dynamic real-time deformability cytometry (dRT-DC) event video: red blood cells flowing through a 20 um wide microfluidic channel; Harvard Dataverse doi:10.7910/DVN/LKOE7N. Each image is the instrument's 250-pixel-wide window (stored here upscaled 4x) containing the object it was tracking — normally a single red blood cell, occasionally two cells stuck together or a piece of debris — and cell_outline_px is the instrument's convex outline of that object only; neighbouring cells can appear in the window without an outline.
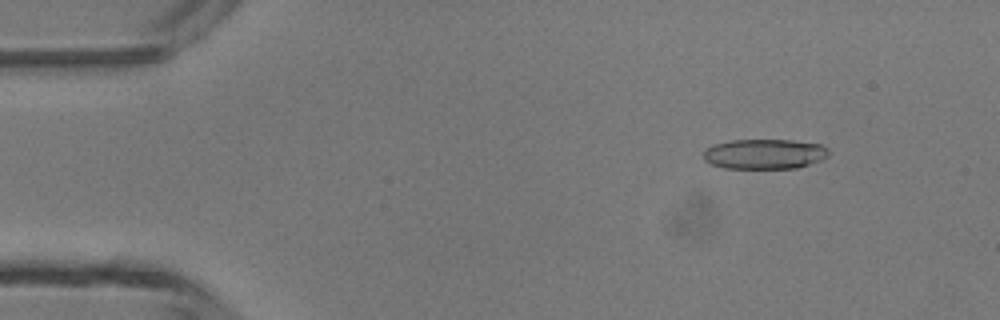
{"species": "common noctule bat (a hibernating species)", "species_latin": "Nyctalus noctula", "temperature_condition": "room temperature", "stored_images_in_passage": 47, "camera_frame_rate_fps": 3000, "um_per_image_px": 0.085, "animal": {"sex": "male", "body_mass_g": 13.3}, "frame": {"image": 1, "passage_image": 6, "time_ms": 1.667, "image_size_px": [1000, 320], "cell_outline_px": [[828, 156], [820, 160], [796, 168], [724, 168], [712, 164], [704, 160], [704, 148], [712, 144], [732, 140], [792, 140], [820, 144], [828, 148]], "centroid_in_image_um": [64.95, 13.08], "position_along_channel_um": 20.0, "area_um2": 21.91}}
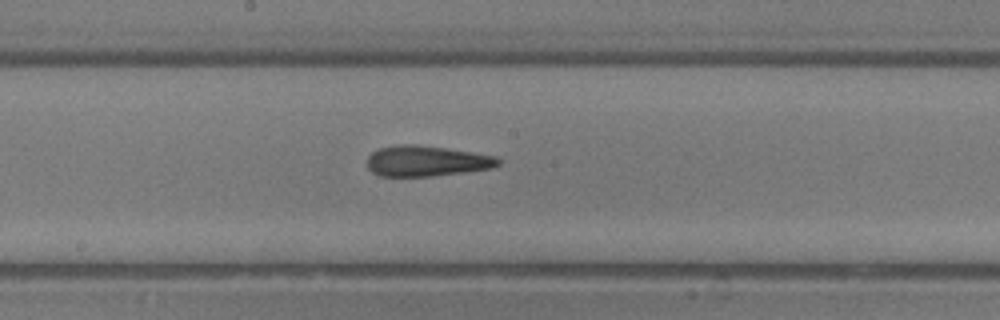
{"frame": {"image": 2, "passage_image": 25, "time_ms": 8.0, "image_size_px": [1000, 320], "cell_outline_px": [[500, 164], [492, 168], [432, 176], [380, 176], [372, 172], [368, 168], [368, 156], [372, 152], [380, 148], [396, 144], [416, 144], [448, 148], [496, 156], [500, 160]], "centroid_in_image_um": [36.24, 13.67], "position_along_channel_um": 212.0, "area_um2": 23.41}}
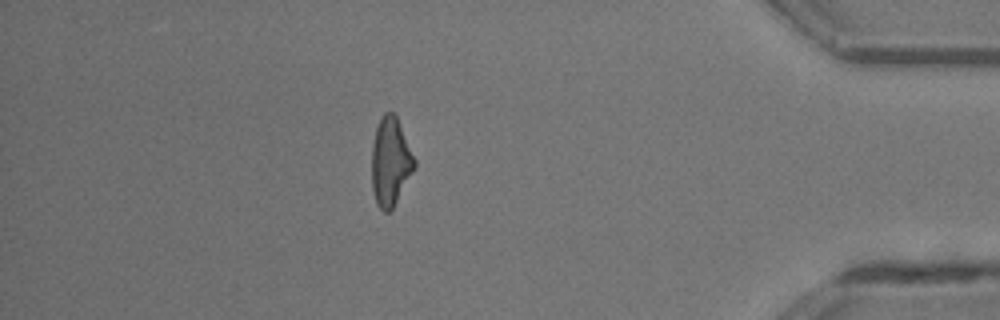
{"frame": {"image": 3, "passage_image": 41, "time_ms": 13.333, "image_size_px": [1000, 320], "cell_outline_px": [[416, 164], [392, 212], [384, 212], [376, 204], [372, 188], [372, 144], [376, 128], [384, 112], [392, 112], [396, 116], [416, 160]], "centroid_in_image_um": [33.18, 13.79], "position_along_channel_um": 402.0, "area_um2": 21.96}, "authors_computed_cell_mechanics": {"area_um2": 22.9466, "velocity_mm_per_s": 4.4062, "shape_relaxation_time_tau1_ms": 5.9526, "shape_relaxation_time_tau2_ms": 2.8981, "deformation_change_tau1": 0.217, "deformation_change_tau2": 0.1567}}